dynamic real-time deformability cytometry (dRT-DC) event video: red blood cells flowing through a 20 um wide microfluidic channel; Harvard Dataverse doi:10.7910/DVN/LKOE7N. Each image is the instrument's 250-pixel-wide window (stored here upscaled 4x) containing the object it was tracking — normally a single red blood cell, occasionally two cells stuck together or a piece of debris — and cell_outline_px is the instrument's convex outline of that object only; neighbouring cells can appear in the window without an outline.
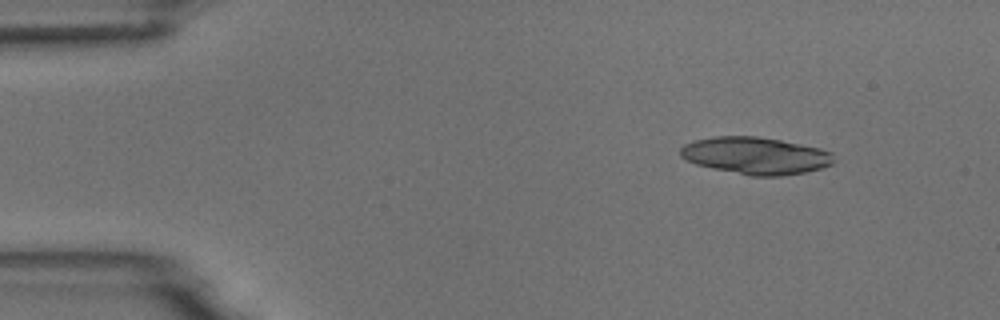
{"species": "common noctule bat (a hibernating species)", "species_latin": "Nyctalus noctula", "temperature_condition": "room temperature", "stored_images_in_passage": 4, "camera_frame_rate_fps": 3000, "um_per_image_px": 0.085, "animal": {"sex": "male", "body_mass_g": 18.8}, "frame": {"image": 1, "passage_image": 1, "time_ms": 0.0, "image_size_px": [1000, 320], "cell_outline_px": [[836, 160], [832, 164], [820, 168], [804, 172], [780, 176], [748, 176], [712, 168], [696, 164], [680, 156], [680, 148], [684, 144], [696, 140], [716, 136], [756, 136], [780, 140], [820, 148], [832, 152]], "centroid_in_image_um": [64.24, 13.23], "position_along_channel_um": 20.8, "area_um2": 33.18}}